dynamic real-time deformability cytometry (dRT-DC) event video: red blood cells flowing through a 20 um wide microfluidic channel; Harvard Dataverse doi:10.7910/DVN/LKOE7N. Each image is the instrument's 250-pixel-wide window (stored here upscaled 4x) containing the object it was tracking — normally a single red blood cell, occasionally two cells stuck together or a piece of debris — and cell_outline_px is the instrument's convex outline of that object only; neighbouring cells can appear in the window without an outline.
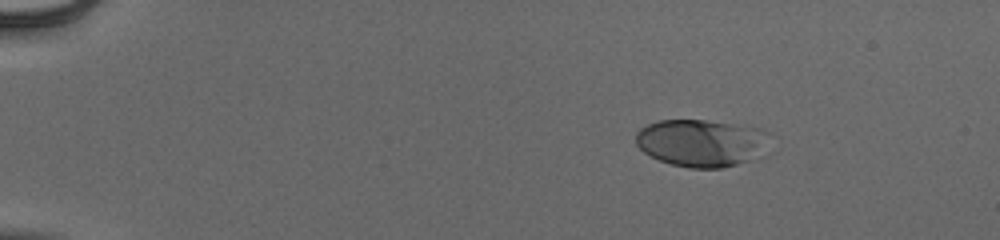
{"species": "human", "species_latin": "Homo sapiens", "temperature_condition": "cold", "stored_images_in_passage": 46, "camera_frame_rate_fps": 3000, "um_per_image_px": 0.085, "donor": {"sex": "male"}, "frame": {"image": 1, "passage_image": 1, "time_ms": 0.0, "image_size_px": [1000, 240], "cell_outline_px": [[768, 132], [756, 156], [748, 160], [736, 164], [720, 168], [688, 168], [672, 164], [660, 160], [644, 152], [636, 144], [636, 132], [640, 128], [648, 124], [660, 120], [704, 120], [760, 128]], "centroid_in_image_um": [59.51, 12.13], "position_along_channel_um": 25.5, "area_um2": 36.07}}
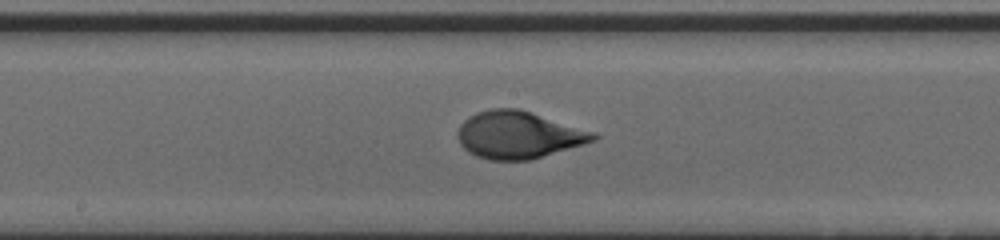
{"frame": {"image": 2, "passage_image": 23, "time_ms": 7.333, "image_size_px": [1000, 240], "cell_outline_px": [[600, 136], [596, 140], [584, 144], [532, 160], [488, 160], [476, 156], [468, 152], [460, 144], [456, 132], [460, 124], [468, 116], [476, 112], [492, 108], [520, 108], [596, 132]], "centroid_in_image_um": [44.07, 11.46], "position_along_channel_um": 204.1, "area_um2": 37.86}}
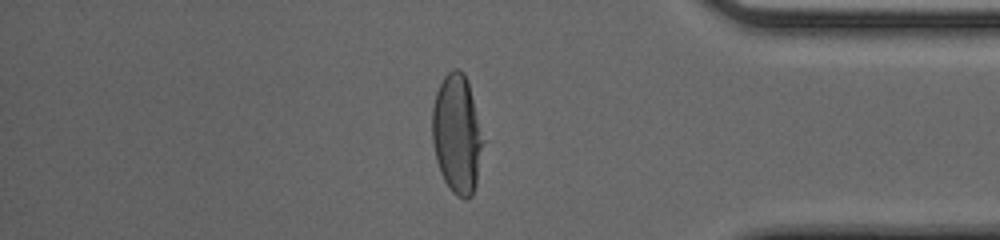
{"frame": {"image": 3, "passage_image": 39, "time_ms": 12.667, "image_size_px": [1000, 240], "cell_outline_px": [[484, 140], [476, 184], [472, 196], [464, 200], [456, 196], [452, 192], [444, 180], [440, 172], [436, 160], [432, 140], [432, 108], [436, 92], [444, 76], [448, 72], [456, 68], [460, 68], [464, 72], [468, 80]], "centroid_in_image_um": [38.84, 11.4], "position_along_channel_um": 396.4, "area_um2": 35.49}, "authors_computed_cell_mechanics": {"area_um2": 35.9805, "velocity_mm_per_s": 3.9278, "shape_relaxation_time_tau1_ms": 4.7649, "shape_relaxation_time_tau2_ms": null, "deformation_change_tau1": 0.22, "deformation_change_tau2": null}}